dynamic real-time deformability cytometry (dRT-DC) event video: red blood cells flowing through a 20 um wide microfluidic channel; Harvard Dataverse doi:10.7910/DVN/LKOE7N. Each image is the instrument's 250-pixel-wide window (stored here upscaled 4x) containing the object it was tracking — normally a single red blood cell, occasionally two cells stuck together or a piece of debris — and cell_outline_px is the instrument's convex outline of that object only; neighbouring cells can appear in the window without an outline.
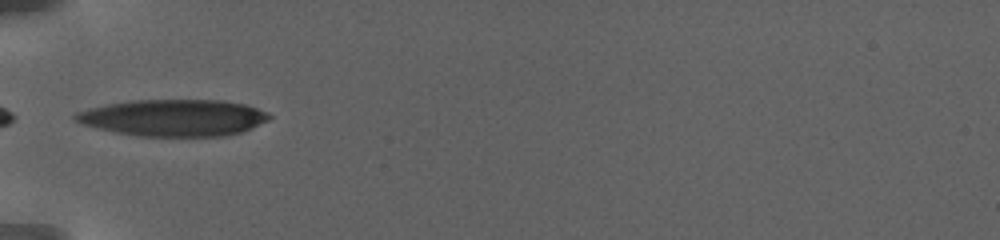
{"species": "human", "species_latin": "Homo sapiens", "temperature_condition": "warm", "stored_images_in_passage": 44, "camera_frame_rate_fps": 3000, "um_per_image_px": 0.085, "donor": {"sex": "female"}, "frame": {"image": 1, "passage_image": 1, "time_ms": 0.0, "image_size_px": [1000, 240], "cell_outline_px": [[272, 116], [268, 120], [240, 132], [224, 136], [136, 136], [116, 132], [84, 124], [76, 120], [72, 116], [76, 112], [108, 104], [132, 100], [224, 100], [244, 104], [268, 112]], "centroid_in_image_um": [14.78, 10.0], "position_along_channel_um": 70.2, "area_um2": 41.1}}
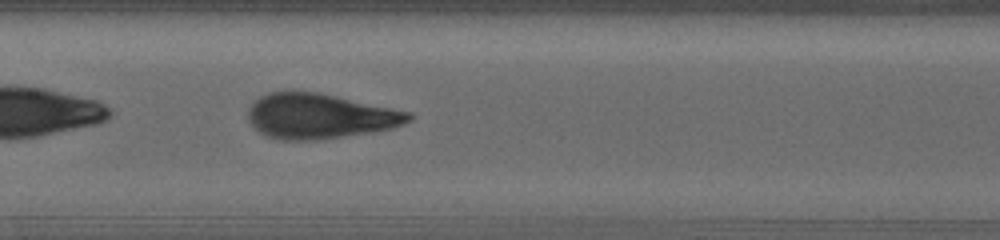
{"frame": {"image": 2, "passage_image": 10, "time_ms": 4.0, "image_size_px": [1000, 240], "cell_outline_px": [[412, 116], [404, 124], [392, 128], [368, 132], [316, 140], [280, 140], [268, 136], [260, 132], [248, 120], [248, 108], [260, 96], [268, 92], [288, 88], [292, 88], [320, 92], [412, 112]], "centroid_in_image_um": [27.13, 9.82], "position_along_channel_um": 180.3, "area_um2": 42.71}}
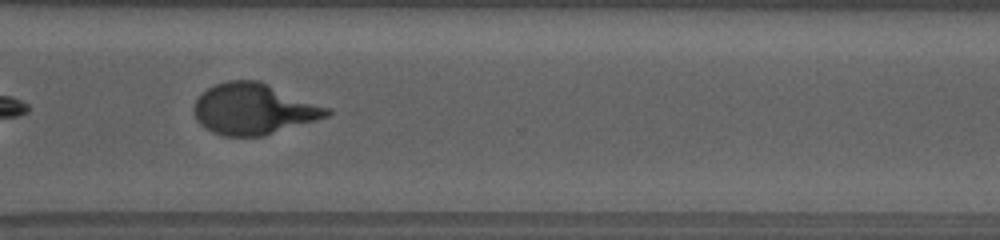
{"frame": {"image": 3, "passage_image": 28, "time_ms": 10.0, "image_size_px": [1000, 240], "cell_outline_px": [[332, 112], [328, 116], [316, 120], [264, 136], [220, 136], [212, 132], [200, 124], [196, 120], [192, 108], [196, 100], [208, 88], [216, 84], [228, 80], [260, 80], [332, 108]], "centroid_in_image_um": [21.58, 9.26], "position_along_channel_um": 349.0, "area_um2": 39.88}, "authors_computed_cell_mechanics": {"area_um2": 40.6623, "velocity_mm_per_s": 2.8213, "shape_relaxation_time_tau1_ms": 5.3125, "shape_relaxation_time_tau2_ms": null, "deformation_change_tau1": 0.2359, "deformation_change_tau2": null}}